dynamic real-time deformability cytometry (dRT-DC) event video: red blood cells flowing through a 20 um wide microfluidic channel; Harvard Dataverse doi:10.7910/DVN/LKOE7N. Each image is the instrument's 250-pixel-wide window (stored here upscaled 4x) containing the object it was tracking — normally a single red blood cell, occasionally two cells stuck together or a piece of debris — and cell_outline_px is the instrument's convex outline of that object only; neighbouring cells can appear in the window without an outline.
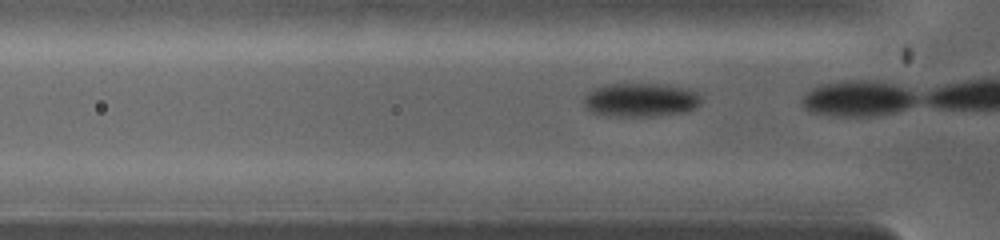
{"species": "common noctule bat (a hibernating species)", "species_latin": "Nyctalus noctula", "temperature_condition": "warm", "stored_images_in_passage": 5, "camera_frame_rate_fps": 5000, "um_per_image_px": 0.085, "animal": {"sex": "female", "body_mass_g": 19.0, "forearm_length_mm": 53.3}, "frame": {"image": 1, "passage_image": 3, "time_ms": 0.4, "image_size_px": [1000, 240], "cell_outline_px": [[700, 104], [688, 112], [652, 116], [616, 116], [592, 112], [584, 108], [584, 96], [588, 92], [604, 84], [660, 84], [688, 88], [700, 96]], "centroid_in_image_um": [54.45, 8.49], "position_along_channel_um": 71.4, "area_um2": 23.06}}